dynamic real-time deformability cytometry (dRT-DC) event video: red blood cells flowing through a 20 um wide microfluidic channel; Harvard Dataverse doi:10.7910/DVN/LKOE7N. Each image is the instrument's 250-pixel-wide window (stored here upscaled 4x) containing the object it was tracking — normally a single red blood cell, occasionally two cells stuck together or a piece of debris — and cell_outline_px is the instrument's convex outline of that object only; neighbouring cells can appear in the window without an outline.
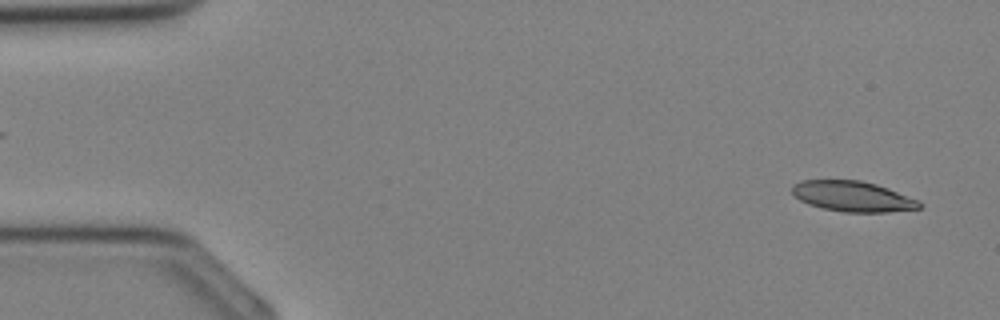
{"species": "Egyptian fruit bat (a non-hibernating species)", "species_latin": "Rousettus aegyptiacus", "temperature_condition": "cold", "stored_images_in_passage": 10, "camera_frame_rate_fps": 3000, "um_per_image_px": 0.085, "animal": {"sex": "female"}, "frame": {"image": 1, "passage_image": 1, "time_ms": 0.0, "image_size_px": [1000, 320], "cell_outline_px": [[924, 204], [920, 208], [888, 212], [844, 212], [824, 208], [808, 204], [800, 200], [792, 192], [792, 184], [800, 180], [860, 180], [876, 184], [888, 188], [920, 200]], "centroid_in_image_um": [72.5, 16.69], "position_along_channel_um": 12.5, "area_um2": 22.66}}
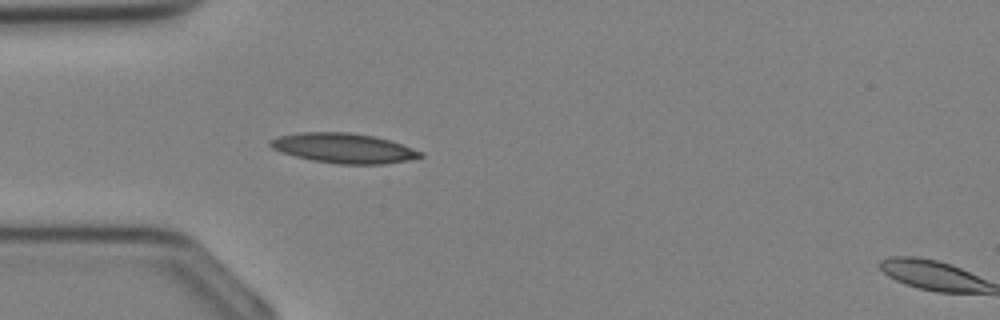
{"frame": {"image": 2, "passage_image": 9, "time_ms": 2.667, "image_size_px": [1000, 320], "cell_outline_px": [[424, 156], [408, 160], [384, 164], [336, 164], [312, 160], [280, 152], [272, 148], [268, 144], [268, 140], [276, 136], [300, 132], [348, 132], [372, 136], [388, 140], [424, 152]], "centroid_in_image_um": [29.16, 12.59], "position_along_channel_um": 55.8, "area_um2": 26.13}}